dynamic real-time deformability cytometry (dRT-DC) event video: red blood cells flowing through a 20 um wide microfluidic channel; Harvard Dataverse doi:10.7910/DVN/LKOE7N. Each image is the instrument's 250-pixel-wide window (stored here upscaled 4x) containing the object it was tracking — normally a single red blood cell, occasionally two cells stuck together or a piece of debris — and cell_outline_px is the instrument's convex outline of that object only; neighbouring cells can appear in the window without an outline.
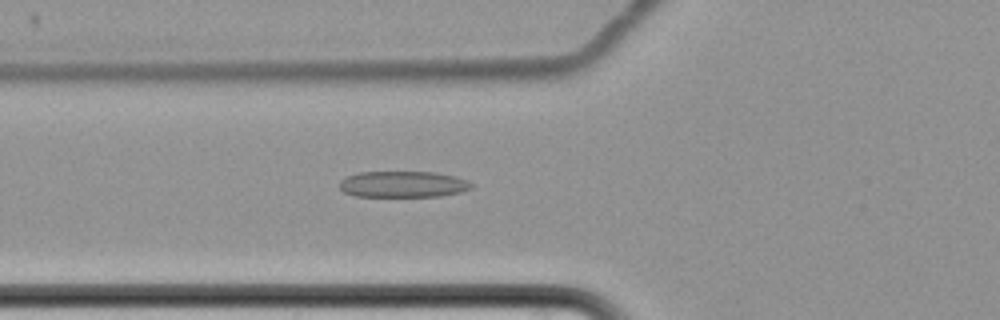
{"species": "common noctule bat (a hibernating species)", "species_latin": "Nyctalus noctula", "temperature_condition": "cold", "stored_images_in_passage": 7, "camera_frame_rate_fps": 3000, "um_per_image_px": 0.085, "animal": {"sex": "female", "body_mass_g": 22.7, "forearm_length_mm": 54.2}, "frame": {"image": 1, "passage_image": 7, "time_ms": 7.333, "image_size_px": [1000, 320], "cell_outline_px": [[472, 188], [460, 192], [440, 196], [356, 196], [344, 192], [340, 188], [340, 180], [348, 176], [360, 172], [436, 172], [456, 176], [468, 180], [472, 184]], "centroid_in_image_um": [34.28, 15.65], "position_along_channel_um": 91.5, "area_um2": 20.11}}